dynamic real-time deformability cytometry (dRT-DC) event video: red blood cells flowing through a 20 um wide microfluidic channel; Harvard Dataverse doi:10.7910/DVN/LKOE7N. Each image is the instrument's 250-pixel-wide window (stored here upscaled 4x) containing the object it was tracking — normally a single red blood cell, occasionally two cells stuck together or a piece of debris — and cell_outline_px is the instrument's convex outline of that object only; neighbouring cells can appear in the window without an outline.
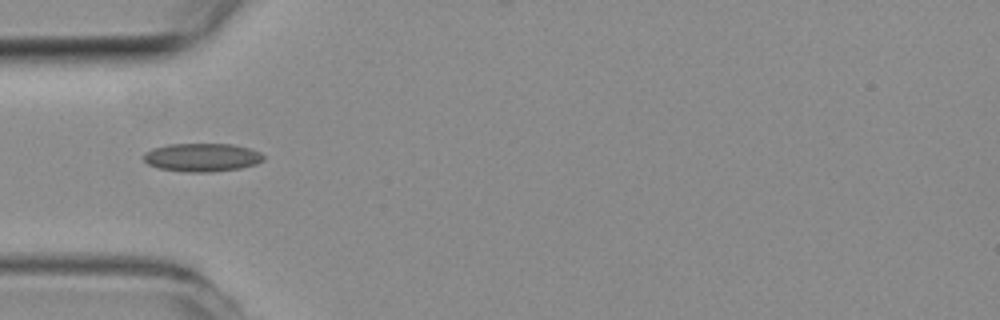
{"species": "common noctule bat (a hibernating species)", "species_latin": "Nyctalus noctula", "temperature_condition": "room temperature", "stored_images_in_passage": 36, "camera_frame_rate_fps": 3000, "um_per_image_px": 0.085, "animal": {"sex": "female", "body_mass_g": 19.3, "forearm_length_mm": 54.1}, "frame": {"image": 1, "passage_image": 1, "time_ms": 0.0, "image_size_px": [1000, 320], "cell_outline_px": [[264, 160], [256, 164], [240, 168], [212, 172], [184, 172], [160, 168], [148, 164], [144, 160], [144, 152], [152, 148], [168, 144], [232, 144], [248, 148], [260, 152], [264, 156]], "centroid_in_image_um": [17.17, 13.38], "position_along_channel_um": 67.8, "area_um2": 19.83}}
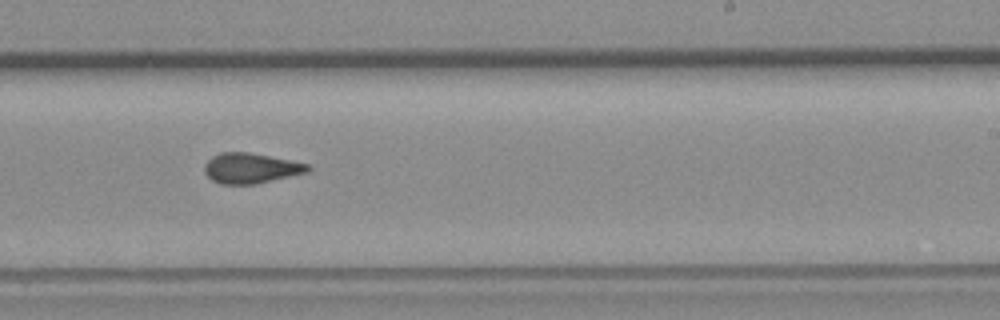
{"frame": {"image": 2, "passage_image": 16, "time_ms": 5.0, "image_size_px": [1000, 320], "cell_outline_px": [[312, 168], [308, 172], [256, 184], [220, 184], [212, 180], [204, 172], [204, 164], [212, 156], [220, 152], [248, 152], [308, 164]], "centroid_in_image_um": [21.29, 14.3], "position_along_channel_um": 267.7, "area_um2": 18.15}}
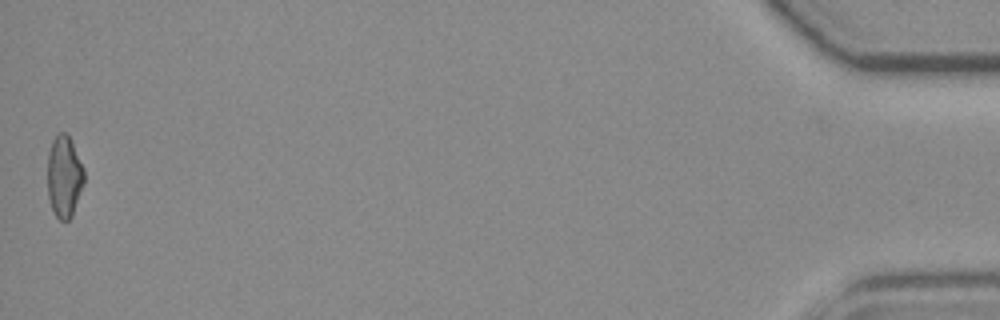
{"frame": {"image": 3, "passage_image": 36, "time_ms": 11.667, "image_size_px": [1000, 320], "cell_outline_px": [[84, 184], [72, 216], [68, 220], [60, 220], [56, 216], [52, 208], [48, 196], [48, 152], [52, 140], [60, 132], [64, 132], [68, 136], [84, 168]], "centroid_in_image_um": [5.46, 15.02], "position_along_channel_um": 429.7, "area_um2": 17.28}, "authors_computed_cell_mechanics": {"area_um2": 18.0336, "velocity_mm_per_s": 3.9947, "shape_relaxation_time_tau1_ms": null, "shape_relaxation_time_tau2_ms": 2.3027, "deformation_change_tau1": null, "deformation_change_tau2": 0.0744}}